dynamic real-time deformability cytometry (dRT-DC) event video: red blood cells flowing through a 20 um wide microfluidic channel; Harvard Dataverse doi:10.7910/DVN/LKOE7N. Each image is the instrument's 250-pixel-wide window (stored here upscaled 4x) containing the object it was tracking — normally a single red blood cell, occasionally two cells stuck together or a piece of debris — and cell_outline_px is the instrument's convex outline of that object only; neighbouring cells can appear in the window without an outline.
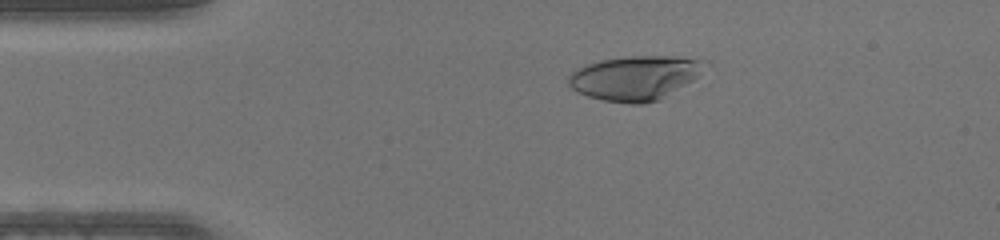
{"species": "human", "species_latin": "Homo sapiens", "temperature_condition": "warm", "stored_images_in_passage": 47, "camera_frame_rate_fps": 3000, "um_per_image_px": 0.085, "donor": {"sex": "male"}, "frame": {"image": 1, "passage_image": 9, "time_ms": 2.667, "image_size_px": [1000, 240], "cell_outline_px": [[712, 64], [692, 80], [660, 100], [644, 104], [632, 104], [604, 100], [588, 96], [576, 92], [568, 84], [568, 76], [572, 72], [588, 64], [600, 60], [632, 56], [676, 56], [712, 60]], "centroid_in_image_um": [54.07, 6.61], "position_along_channel_um": 30.9, "area_um2": 35.55}}
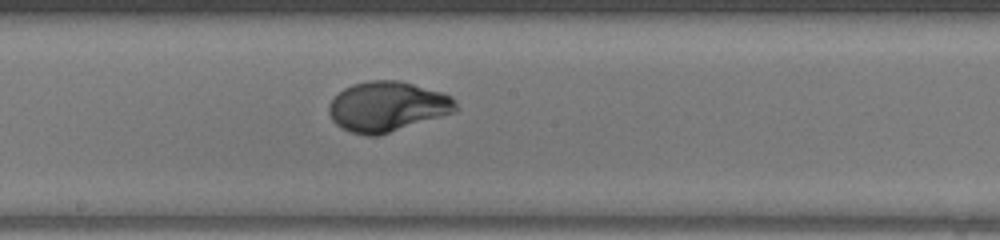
{"frame": {"image": 2, "passage_image": 25, "time_ms": 8.0, "image_size_px": [1000, 240], "cell_outline_px": [[460, 108], [456, 112], [376, 136], [368, 136], [352, 132], [336, 124], [332, 120], [328, 112], [328, 104], [344, 88], [352, 84], [368, 80], [400, 80], [444, 92], [452, 96], [456, 100]], "centroid_in_image_um": [32.97, 9.04], "position_along_channel_um": 215.2, "area_um2": 37.22}}
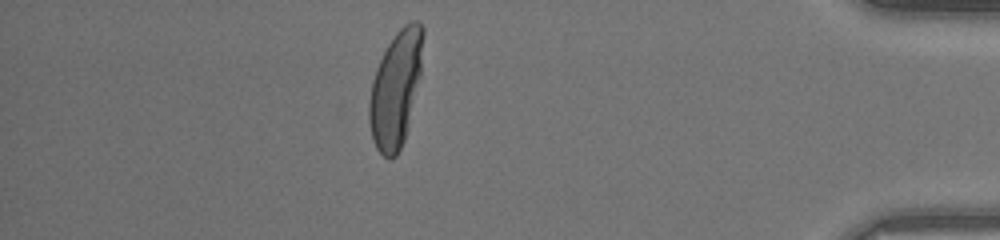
{"frame": {"image": 3, "passage_image": 41, "time_ms": 13.333, "image_size_px": [1000, 240], "cell_outline_px": [[424, 32], [420, 76], [408, 128], [404, 140], [396, 156], [388, 160], [376, 148], [372, 140], [368, 120], [368, 104], [372, 80], [376, 68], [388, 44], [396, 32], [404, 24], [412, 20], [416, 20], [424, 28]], "centroid_in_image_um": [33.63, 7.57], "position_along_channel_um": 401.6, "area_um2": 36.53}}